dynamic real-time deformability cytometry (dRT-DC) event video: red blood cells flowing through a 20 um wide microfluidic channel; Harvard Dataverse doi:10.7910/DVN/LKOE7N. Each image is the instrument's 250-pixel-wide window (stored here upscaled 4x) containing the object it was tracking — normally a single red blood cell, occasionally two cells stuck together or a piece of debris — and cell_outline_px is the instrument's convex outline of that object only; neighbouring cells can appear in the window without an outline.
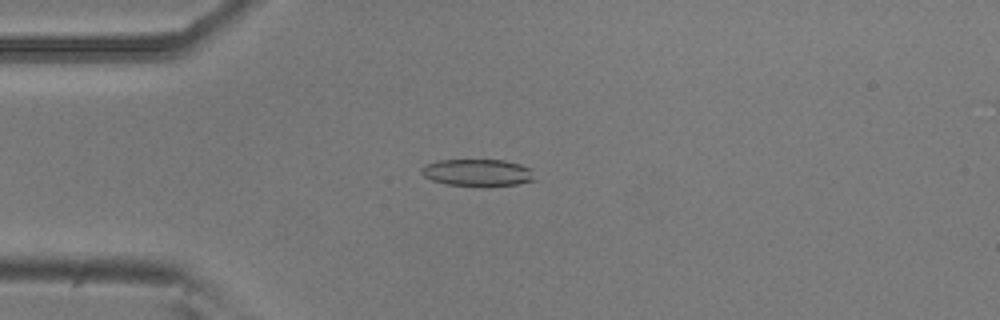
{"species": "common noctule bat (a hibernating species)", "species_latin": "Nyctalus noctula", "temperature_condition": "room temperature", "stored_images_in_passage": 52, "camera_frame_rate_fps": 3000, "um_per_image_px": 0.085, "animal": {"sex": "male", "body_mass_g": 20.5, "forearm_length_mm": 52.5}, "frame": {"image": 1, "passage_image": 12, "time_ms": 3.667, "image_size_px": [1000, 320], "cell_outline_px": [[536, 180], [516, 184], [488, 188], [476, 188], [448, 184], [432, 180], [424, 176], [420, 172], [420, 168], [424, 164], [440, 160], [504, 160], [520, 164], [528, 168]], "centroid_in_image_um": [40.56, 14.7], "position_along_channel_um": 44.4, "area_um2": 18.32}}
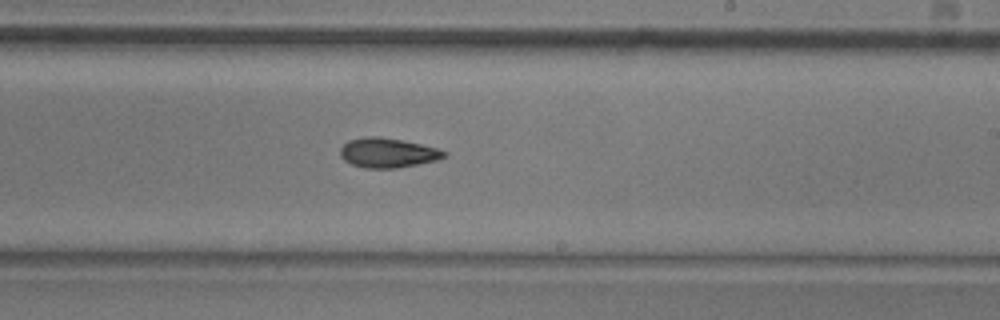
{"frame": {"image": 2, "passage_image": 30, "time_ms": 9.667, "image_size_px": [1000, 320], "cell_outline_px": [[448, 156], [436, 160], [396, 168], [364, 168], [352, 164], [344, 160], [340, 156], [340, 148], [348, 140], [368, 136], [376, 136], [400, 140], [420, 144], [436, 148], [448, 152]], "centroid_in_image_um": [32.94, 12.99], "position_along_channel_um": 256.1, "area_um2": 17.8}}
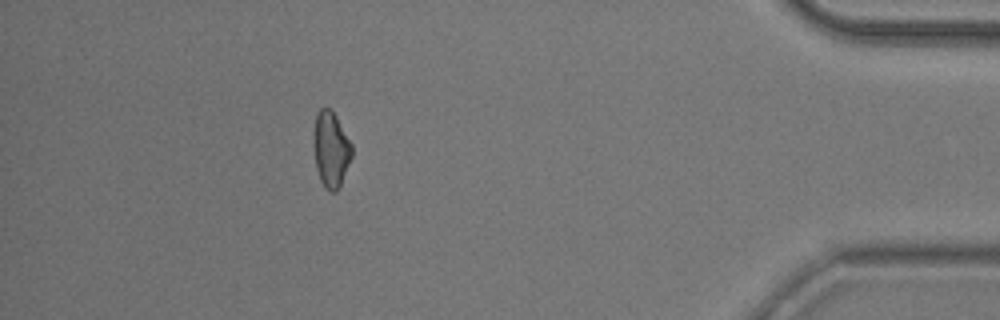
{"frame": {"image": 3, "passage_image": 46, "time_ms": 15.0, "image_size_px": [1000, 320], "cell_outline_px": [[352, 156], [340, 188], [336, 192], [328, 192], [324, 188], [320, 180], [316, 168], [312, 140], [316, 112], [320, 108], [332, 108], [352, 144]], "centroid_in_image_um": [28.12, 12.7], "position_along_channel_um": 407.1, "area_um2": 17.4}, "authors_computed_cell_mechanics": {"area_um2": 17.5423, "velocity_mm_per_s": 3.8026, "shape_relaxation_time_tau1_ms": null, "shape_relaxation_time_tau2_ms": 5.727, "deformation_change_tau1": null, "deformation_change_tau2": 0.1345}}